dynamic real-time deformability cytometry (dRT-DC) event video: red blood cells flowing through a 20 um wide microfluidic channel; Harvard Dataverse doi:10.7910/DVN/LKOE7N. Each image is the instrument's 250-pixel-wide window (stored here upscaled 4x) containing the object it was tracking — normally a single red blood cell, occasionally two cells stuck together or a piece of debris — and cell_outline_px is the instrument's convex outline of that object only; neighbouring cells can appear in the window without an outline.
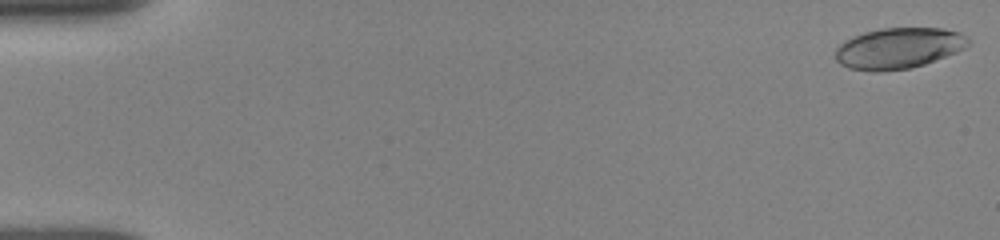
{"species": "human", "species_latin": "Homo sapiens", "temperature_condition": "room temperature", "stored_images_in_passage": 32, "camera_frame_rate_fps": 3000, "um_per_image_px": 0.085, "donor": {"sex": "female"}, "frame": {"image": 1, "passage_image": 1, "time_ms": 0.0, "image_size_px": [1000, 240], "cell_outline_px": [[972, 40], [964, 48], [956, 52], [924, 64], [912, 68], [880, 72], [872, 72], [848, 68], [840, 64], [836, 60], [836, 48], [844, 40], [852, 36], [864, 32], [880, 28], [944, 28], [960, 32], [968, 36]], "centroid_in_image_um": [76.37, 4.09], "position_along_channel_um": 8.6, "area_um2": 32.02}}
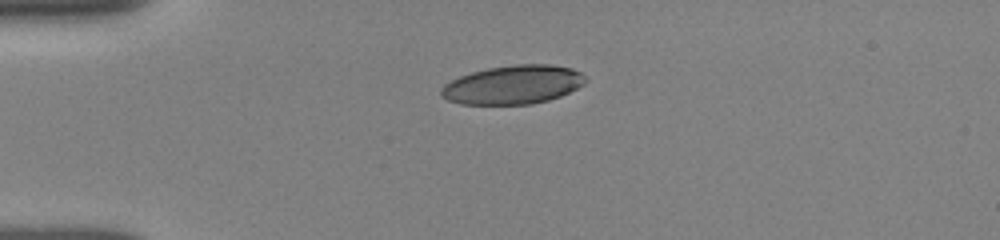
{"frame": {"image": 2, "passage_image": 20, "time_ms": 4.0, "image_size_px": [1000, 240], "cell_outline_px": [[588, 80], [584, 84], [560, 96], [548, 100], [532, 104], [460, 104], [448, 100], [440, 96], [440, 88], [444, 84], [460, 76], [472, 72], [488, 68], [512, 64], [552, 64], [572, 68], [580, 72]], "centroid_in_image_um": [43.6, 7.19], "position_along_channel_um": 41.4, "area_um2": 32.71}}
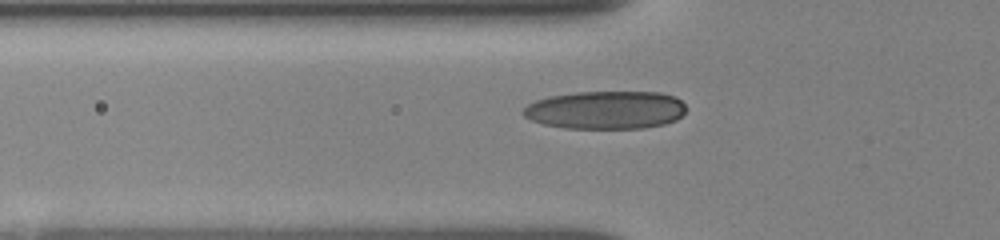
{"frame": {"image": 3, "passage_image": 28, "time_ms": 5.667, "image_size_px": [1000, 240], "cell_outline_px": [[684, 112], [676, 120], [664, 124], [644, 128], [564, 128], [544, 124], [532, 120], [524, 116], [520, 112], [528, 104], [536, 100], [548, 96], [576, 92], [660, 92], [676, 96], [684, 104]], "centroid_in_image_um": [51.47, 9.34], "position_along_channel_um": 74.3, "area_um2": 36.24}}